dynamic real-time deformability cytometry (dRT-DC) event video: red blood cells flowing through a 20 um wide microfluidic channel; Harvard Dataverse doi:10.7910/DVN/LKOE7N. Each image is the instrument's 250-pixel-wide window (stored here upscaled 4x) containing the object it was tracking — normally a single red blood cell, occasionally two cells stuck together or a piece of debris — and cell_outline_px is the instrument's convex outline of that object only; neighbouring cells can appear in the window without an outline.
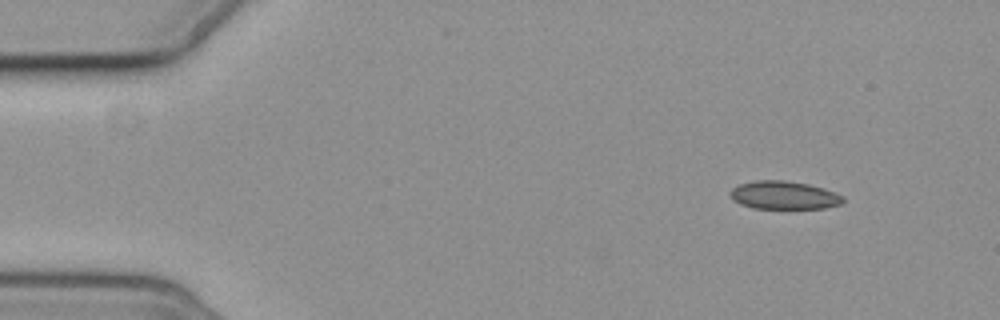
{"species": "common noctule bat (a hibernating species)", "species_latin": "Nyctalus noctula", "temperature_condition": "cold", "stored_images_in_passage": 6, "segment_of_instrument_passage": [1, 2], "camera_frame_rate_fps": 3000, "um_per_image_px": 0.085, "animal": {"sex": "female", "body_mass_g": 19.3, "forearm_length_mm": 54.1}, "frame": {"image": 1, "passage_image": 2, "time_ms": 1.333, "image_size_px": [1000, 320], "cell_outline_px": [[844, 200], [840, 204], [824, 208], [752, 208], [740, 204], [732, 200], [728, 192], [732, 188], [740, 184], [756, 180], [784, 180], [808, 184], [824, 188], [844, 196]], "centroid_in_image_um": [66.6, 16.59], "position_along_channel_um": 18.4, "area_um2": 18.55}}
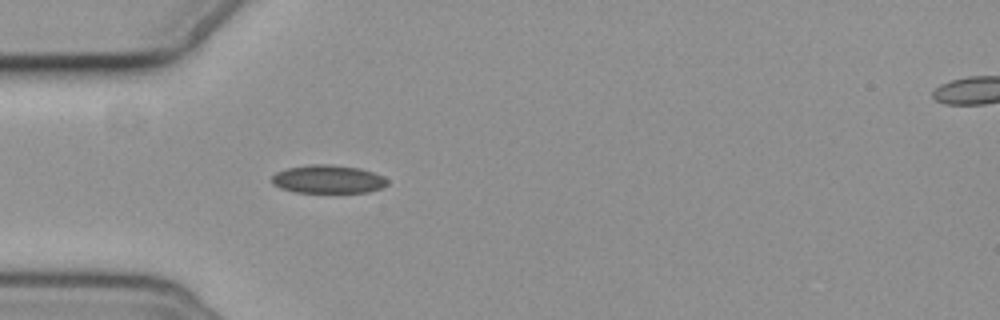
{"frame": {"image": 2, "passage_image": 5, "time_ms": 5.0, "image_size_px": [1000, 320], "cell_outline_px": [[388, 184], [380, 188], [368, 192], [292, 192], [280, 188], [272, 184], [272, 176], [276, 172], [288, 168], [312, 164], [328, 164], [360, 168], [384, 176], [388, 180]], "centroid_in_image_um": [27.87, 15.23], "position_along_channel_um": 57.1, "area_um2": 19.02}}